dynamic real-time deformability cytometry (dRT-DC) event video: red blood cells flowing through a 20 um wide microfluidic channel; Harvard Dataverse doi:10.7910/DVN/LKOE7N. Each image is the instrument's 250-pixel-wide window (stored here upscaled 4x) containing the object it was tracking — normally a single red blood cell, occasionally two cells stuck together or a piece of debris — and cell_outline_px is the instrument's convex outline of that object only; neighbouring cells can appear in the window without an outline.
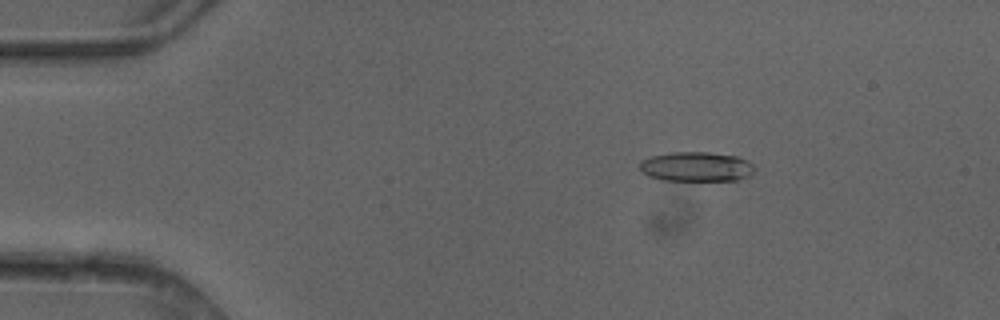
{"species": "common noctule bat (a hibernating species)", "species_latin": "Nyctalus noctula", "temperature_condition": "cold", "stored_images_in_passage": 4, "camera_frame_rate_fps": 3000, "um_per_image_px": 0.085, "animal": {"sex": "female"}, "frame": {"image": 1, "passage_image": 3, "time_ms": 0.667, "image_size_px": [1000, 320], "cell_outline_px": [[752, 172], [748, 176], [736, 180], [664, 180], [648, 176], [640, 168], [640, 160], [652, 156], [672, 152], [708, 152], [736, 156], [752, 164]], "centroid_in_image_um": [59.14, 14.16], "position_along_channel_um": 25.9, "area_um2": 19.48}}